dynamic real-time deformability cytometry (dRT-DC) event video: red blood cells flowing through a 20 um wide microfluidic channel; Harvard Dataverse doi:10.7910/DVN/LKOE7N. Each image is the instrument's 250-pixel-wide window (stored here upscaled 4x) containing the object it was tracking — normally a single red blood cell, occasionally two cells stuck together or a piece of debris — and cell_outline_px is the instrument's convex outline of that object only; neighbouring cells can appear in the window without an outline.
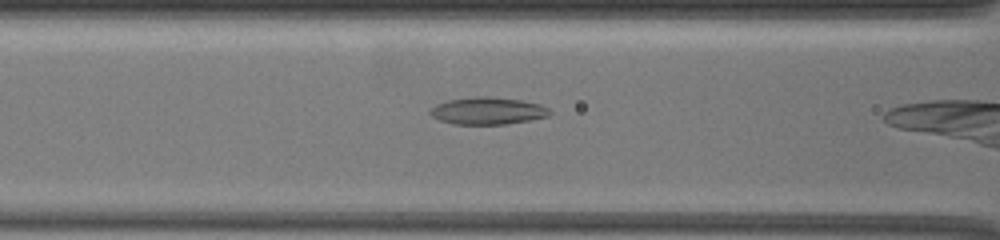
{"species": "common noctule bat (a hibernating species)", "species_latin": "Nyctalus noctula", "temperature_condition": "warm", "stored_images_in_passage": 6, "camera_frame_rate_fps": 3000, "um_per_image_px": 0.085, "animal": {"sex": "female", "body_mass_g": 19.5, "forearm_length_mm": 54.1}, "frame": {"image": 1, "passage_image": 5, "time_ms": 1.667, "image_size_px": [1000, 240], "cell_outline_px": [[552, 112], [548, 116], [532, 120], [508, 124], [452, 124], [440, 120], [432, 116], [428, 112], [436, 104], [448, 100], [476, 96], [488, 96], [520, 100], [540, 104], [548, 108]], "centroid_in_image_um": [41.46, 9.42], "position_along_channel_um": 125.1, "area_um2": 19.02}}